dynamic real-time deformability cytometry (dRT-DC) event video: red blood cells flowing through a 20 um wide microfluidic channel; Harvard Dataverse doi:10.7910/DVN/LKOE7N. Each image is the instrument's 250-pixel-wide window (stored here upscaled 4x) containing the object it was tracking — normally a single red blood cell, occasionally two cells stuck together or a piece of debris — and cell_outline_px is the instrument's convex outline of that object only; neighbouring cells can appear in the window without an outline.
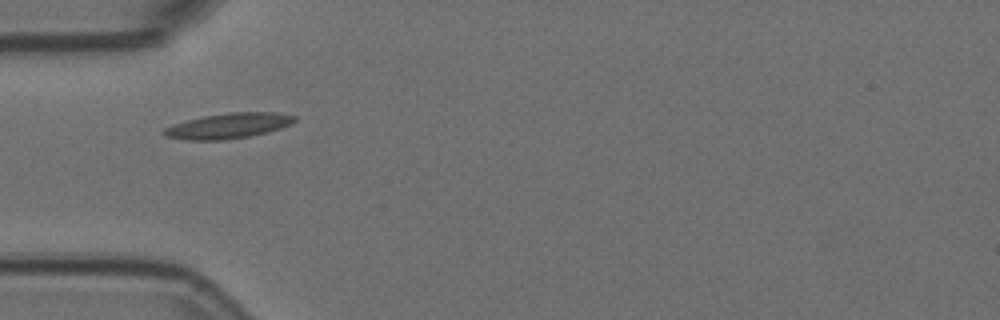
{"species": "Egyptian fruit bat (a non-hibernating species)", "species_latin": "Rousettus aegyptiacus", "temperature_condition": "room temperature", "stored_images_in_passage": 8, "camera_frame_rate_fps": 3000, "um_per_image_px": 0.085, "animal": {"sex": "female"}, "frame": {"image": 1, "passage_image": 6, "time_ms": 1.667, "image_size_px": [1000, 320], "cell_outline_px": [[296, 120], [292, 124], [268, 132], [248, 136], [220, 140], [188, 140], [164, 136], [164, 128], [172, 124], [204, 116], [228, 112], [276, 112], [296, 116]], "centroid_in_image_um": [19.43, 10.68], "position_along_channel_um": 65.6, "area_um2": 19.19}}
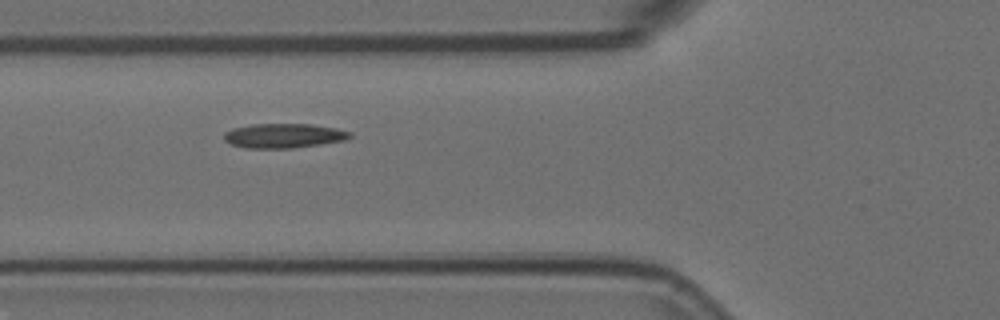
{"frame": {"image": 2, "passage_image": 7, "time_ms": 2.0, "image_size_px": [1000, 320], "cell_outline_px": [[352, 136], [344, 140], [320, 144], [292, 148], [244, 148], [232, 144], [224, 140], [224, 132], [232, 128], [252, 124], [312, 124], [336, 128], [352, 132]], "centroid_in_image_um": [24.11, 11.53], "position_along_channel_um": 101.7, "area_um2": 17.98}}
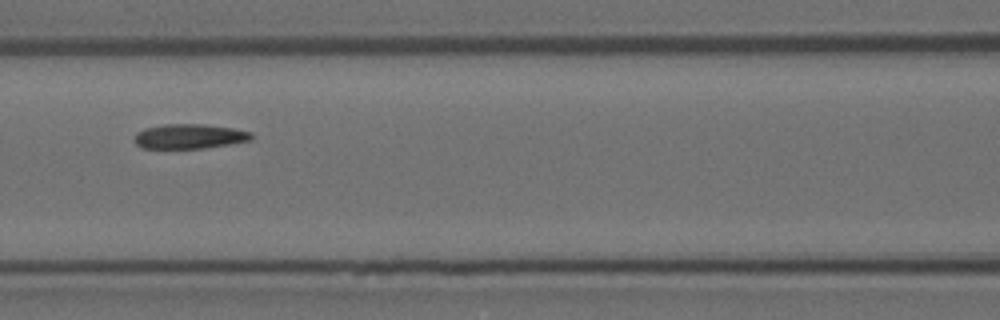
{"frame": {"image": 3, "passage_image": 8, "time_ms": 2.333, "image_size_px": [1000, 320], "cell_outline_px": [[252, 140], [204, 148], [140, 148], [132, 140], [132, 136], [136, 132], [144, 128], [164, 124], [204, 124], [232, 128], [252, 132]], "centroid_in_image_um": [16.03, 11.59], "position_along_channel_um": 150.6, "area_um2": 16.99}}